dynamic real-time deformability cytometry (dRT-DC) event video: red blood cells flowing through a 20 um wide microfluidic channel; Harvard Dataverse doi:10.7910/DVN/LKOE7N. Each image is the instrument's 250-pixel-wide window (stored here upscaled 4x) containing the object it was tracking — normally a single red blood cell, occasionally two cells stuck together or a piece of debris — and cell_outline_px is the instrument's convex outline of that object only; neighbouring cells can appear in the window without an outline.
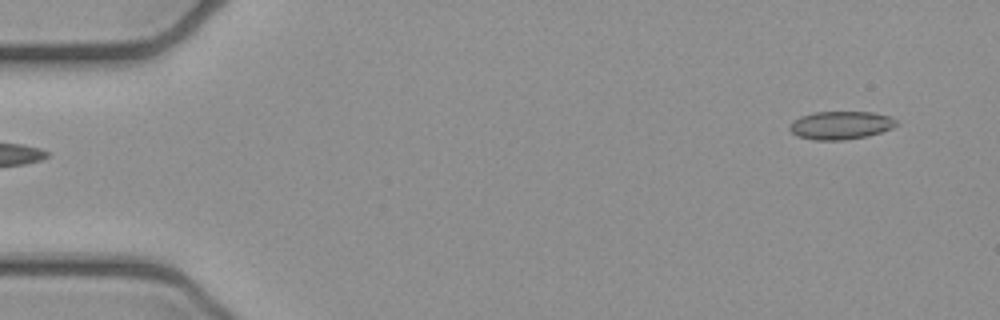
{"species": "common noctule bat (a hibernating species)", "species_latin": "Nyctalus noctula", "temperature_condition": "cold", "stored_images_in_passage": 5, "segment_of_instrument_passage": [2, 2], "camera_frame_rate_fps": 3000, "um_per_image_px": 0.085, "animal": {"sex": "female", "body_mass_g": 21.9}, "frame": {"image": 1, "passage_image": 5, "time_ms": 1.333, "image_size_px": [1000, 320], "cell_outline_px": [[900, 124], [892, 128], [868, 136], [844, 140], [816, 140], [796, 136], [788, 128], [792, 120], [800, 116], [816, 112], [872, 112], [892, 116]], "centroid_in_image_um": [71.47, 10.64], "position_along_channel_um": 13.5, "area_um2": 17.69}}